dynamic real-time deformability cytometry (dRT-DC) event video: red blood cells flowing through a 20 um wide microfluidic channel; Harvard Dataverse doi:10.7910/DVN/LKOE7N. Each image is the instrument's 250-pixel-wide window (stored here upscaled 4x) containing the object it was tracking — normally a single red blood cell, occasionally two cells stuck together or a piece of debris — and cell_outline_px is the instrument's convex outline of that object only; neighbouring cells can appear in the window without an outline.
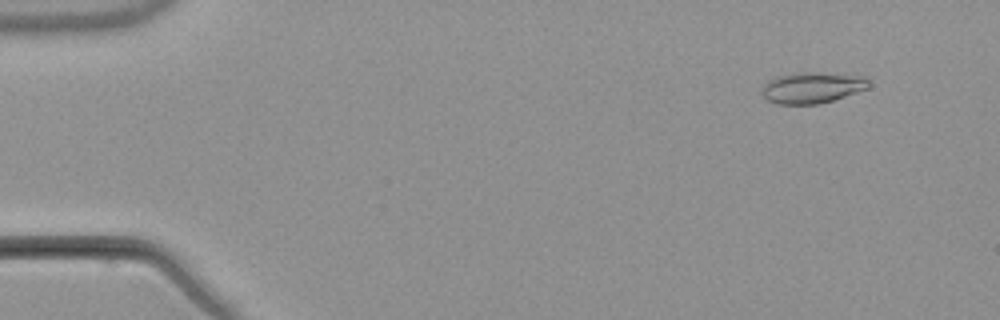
{"species": "common noctule bat (a hibernating species)", "species_latin": "Nyctalus noctula", "temperature_condition": "warm", "stored_images_in_passage": 5, "camera_frame_rate_fps": 3000, "um_per_image_px": 0.085, "animal": {"sex": "male", "body_mass_g": 21.5, "forearm_length_mm": 52.0}, "frame": {"image": 1, "passage_image": 2, "time_ms": 1.0, "image_size_px": [1000, 320], "cell_outline_px": [[872, 84], [868, 88], [820, 104], [776, 104], [768, 100], [760, 92], [764, 84], [768, 80], [776, 76], [796, 72], [820, 72], [868, 76]], "centroid_in_image_um": [69.05, 7.43], "position_along_channel_um": 15.9, "area_um2": 19.71}}